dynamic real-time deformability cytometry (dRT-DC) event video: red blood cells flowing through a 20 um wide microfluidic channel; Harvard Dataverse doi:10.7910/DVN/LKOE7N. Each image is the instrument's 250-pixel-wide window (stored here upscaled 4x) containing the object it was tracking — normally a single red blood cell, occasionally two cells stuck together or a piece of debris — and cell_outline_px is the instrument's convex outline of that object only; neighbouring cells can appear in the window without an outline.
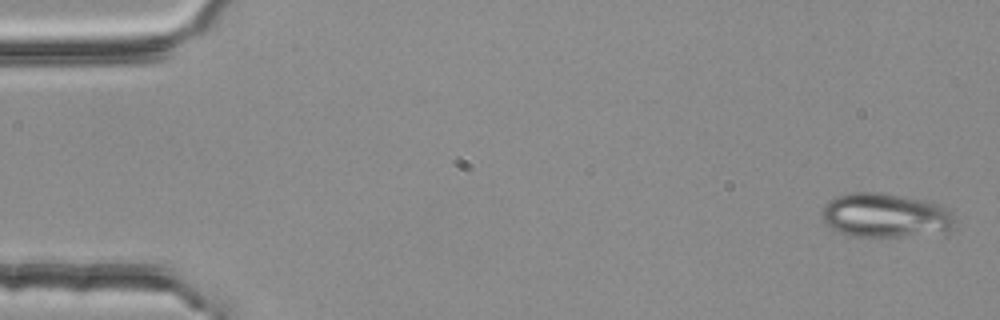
{"species": "common noctule bat (a hibernating species)", "species_latin": "Nyctalus noctula", "temperature_condition": "room temperature", "stored_images_in_passage": 4, "camera_frame_rate_fps": 3000, "um_per_image_px": 0.085, "animal": {"sex": "female", "body_mass_g": 25.1}, "frame": {"image": 1, "passage_image": 1, "time_ms": 0.0, "image_size_px": [1000, 320], "cell_outline_px": [[952, 228], [944, 232], [900, 236], [852, 236], [840, 232], [832, 228], [824, 220], [824, 204], [828, 200], [836, 196], [852, 192], [876, 192], [904, 196], [924, 200], [940, 204], [948, 212], [952, 220]], "centroid_in_image_um": [75.22, 18.29], "position_along_channel_um": 9.8, "area_um2": 33.58}}